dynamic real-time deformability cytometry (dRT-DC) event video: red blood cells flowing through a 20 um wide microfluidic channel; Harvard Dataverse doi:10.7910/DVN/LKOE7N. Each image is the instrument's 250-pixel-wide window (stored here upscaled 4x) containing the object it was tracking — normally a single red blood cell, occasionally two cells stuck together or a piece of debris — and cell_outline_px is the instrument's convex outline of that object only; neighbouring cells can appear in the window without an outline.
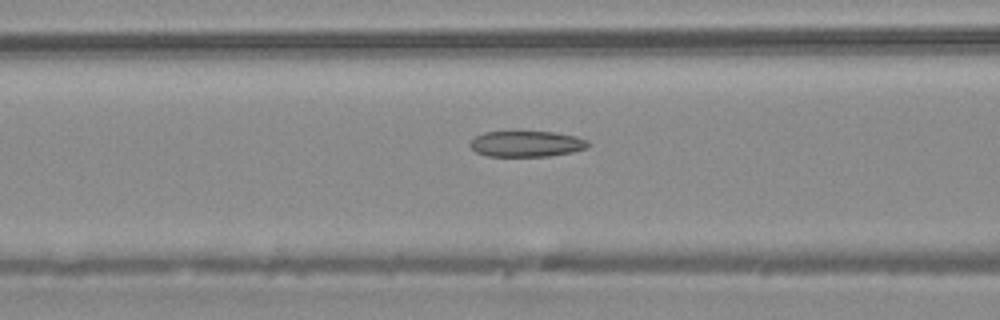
{"species": "common noctule bat (a hibernating species)", "species_latin": "Nyctalus noctula", "temperature_condition": "warm", "stored_images_in_passage": 40, "camera_frame_rate_fps": 3000, "um_per_image_px": 0.085, "animal": {"sex": "male", "body_mass_g": 20.4}, "frame": {"image": 1, "passage_image": 11, "time_ms": 3.333, "image_size_px": [1000, 320], "cell_outline_px": [[592, 144], [588, 148], [572, 152], [548, 156], [488, 156], [476, 152], [468, 144], [476, 136], [484, 132], [516, 128], [552, 132], [576, 136], [588, 140]], "centroid_in_image_um": [44.75, 12.17], "position_along_channel_um": 121.8, "area_um2": 18.79}}
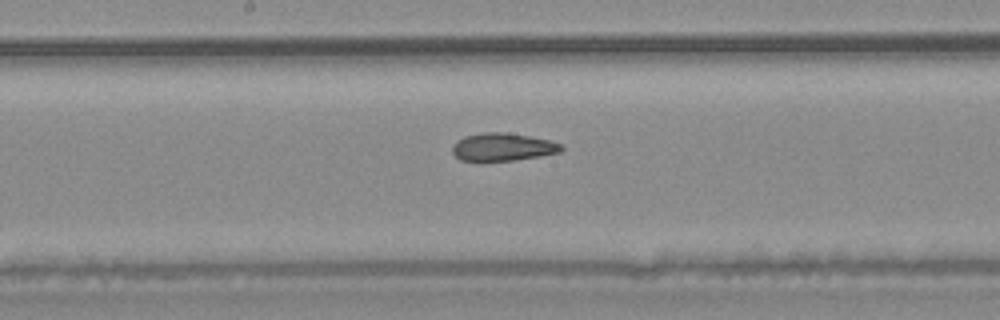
{"frame": {"image": 2, "passage_image": 17, "time_ms": 5.333, "image_size_px": [1000, 320], "cell_outline_px": [[564, 148], [560, 152], [540, 156], [484, 164], [460, 160], [452, 152], [452, 144], [456, 140], [464, 136], [484, 132], [504, 132], [528, 136], [548, 140], [560, 144]], "centroid_in_image_um": [42.63, 12.53], "position_along_channel_um": 205.6, "area_um2": 18.21}}
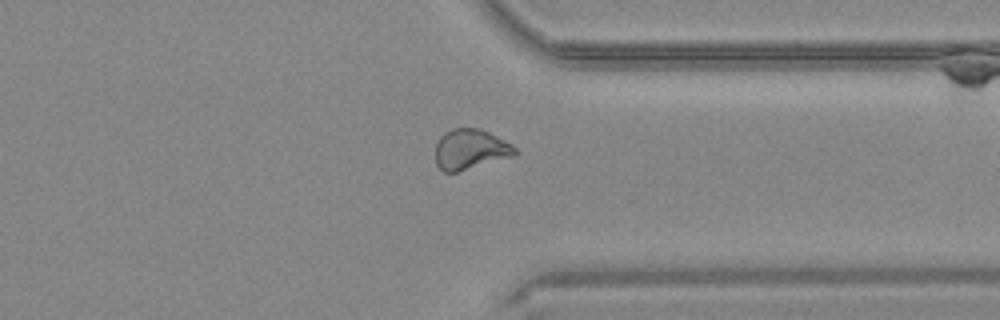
{"frame": {"image": 3, "passage_image": 29, "time_ms": 9.333, "image_size_px": [1000, 320], "cell_outline_px": [[520, 152], [516, 156], [456, 172], [444, 172], [436, 164], [436, 144], [440, 136], [444, 132], [452, 128], [480, 128], [512, 144]], "centroid_in_image_um": [40.01, 12.69], "position_along_channel_um": 371.4, "area_um2": 18.84}, "authors_computed_cell_mechanics": {"area_um2": 18.9295, "velocity_mm_per_s": 4.1812, "shape_relaxation_time_tau1_ms": null, "shape_relaxation_time_tau2_ms": 3.2568, "deformation_change_tau1": null, "deformation_change_tau2": 0.1018}}